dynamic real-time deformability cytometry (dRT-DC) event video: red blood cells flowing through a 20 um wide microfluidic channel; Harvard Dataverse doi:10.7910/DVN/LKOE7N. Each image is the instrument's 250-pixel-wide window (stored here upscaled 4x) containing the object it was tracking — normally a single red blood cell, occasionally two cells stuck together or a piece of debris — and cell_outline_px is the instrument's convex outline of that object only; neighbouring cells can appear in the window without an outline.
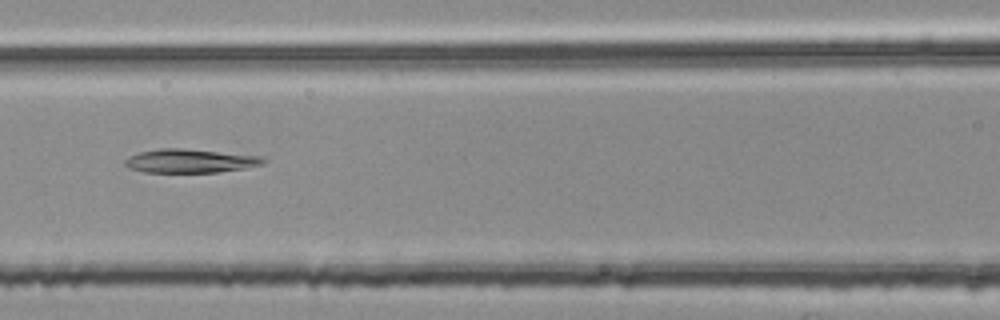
{"species": "common noctule bat (a hibernating species)", "species_latin": "Nyctalus noctula", "temperature_condition": "room temperature", "stored_images_in_passage": 39, "camera_frame_rate_fps": 3000, "um_per_image_px": 0.085, "animal": {"sex": "female", "body_mass_g": 25.1}, "frame": {"image": 1, "passage_image": 9, "time_ms": 2.667, "image_size_px": [1000, 320], "cell_outline_px": [[268, 160], [264, 164], [244, 168], [216, 172], [144, 172], [128, 168], [124, 164], [124, 160], [128, 156], [140, 152], [160, 148], [184, 148], [260, 156]], "centroid_in_image_um": [16.14, 13.67], "position_along_channel_um": 150.5, "area_um2": 19.13}}
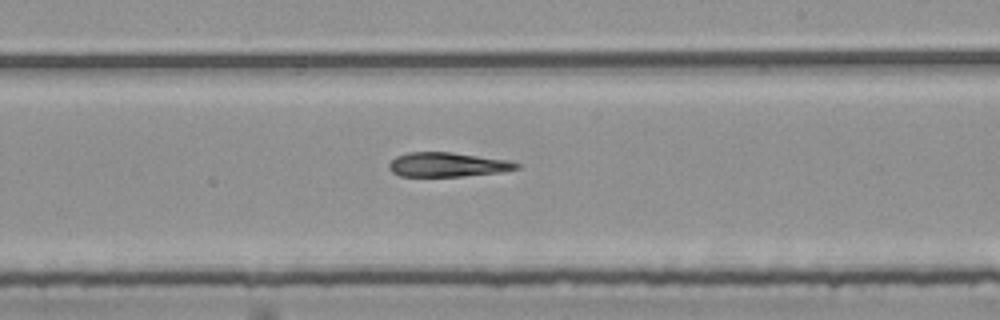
{"frame": {"image": 2, "passage_image": 17, "time_ms": 5.333, "image_size_px": [1000, 320], "cell_outline_px": [[520, 168], [500, 172], [464, 176], [400, 176], [392, 172], [388, 168], [388, 164], [396, 156], [408, 152], [452, 152], [508, 160], [520, 164]], "centroid_in_image_um": [38.02, 13.99], "position_along_channel_um": 251.0, "area_um2": 18.09}}
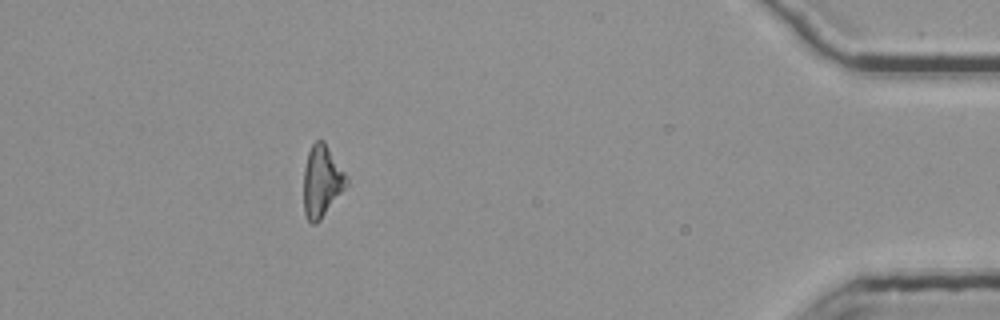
{"frame": {"image": 3, "passage_image": 34, "time_ms": 11.0, "image_size_px": [1000, 320], "cell_outline_px": [[348, 184], [320, 220], [316, 224], [312, 224], [308, 220], [304, 212], [304, 168], [308, 152], [312, 144], [316, 140], [324, 140], [348, 176]], "centroid_in_image_um": [27.36, 15.39], "position_along_channel_um": 407.8, "area_um2": 17.92}}